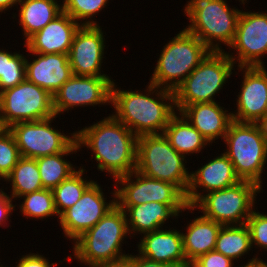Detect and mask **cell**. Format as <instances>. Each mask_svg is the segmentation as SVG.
Segmentation results:
<instances>
[{
	"label": "cell",
	"instance_id": "obj_8",
	"mask_svg": "<svg viewBox=\"0 0 267 267\" xmlns=\"http://www.w3.org/2000/svg\"><path fill=\"white\" fill-rule=\"evenodd\" d=\"M224 154L233 163L240 180L256 183L262 188V173L267 162V142L256 123L232 120L223 139Z\"/></svg>",
	"mask_w": 267,
	"mask_h": 267
},
{
	"label": "cell",
	"instance_id": "obj_10",
	"mask_svg": "<svg viewBox=\"0 0 267 267\" xmlns=\"http://www.w3.org/2000/svg\"><path fill=\"white\" fill-rule=\"evenodd\" d=\"M116 204L136 206L149 202L168 204L178 215L196 210L187 204L185 194L174 184L144 176L134 170L115 180Z\"/></svg>",
	"mask_w": 267,
	"mask_h": 267
},
{
	"label": "cell",
	"instance_id": "obj_45",
	"mask_svg": "<svg viewBox=\"0 0 267 267\" xmlns=\"http://www.w3.org/2000/svg\"><path fill=\"white\" fill-rule=\"evenodd\" d=\"M241 1V4L245 5V3H247V0H239V2Z\"/></svg>",
	"mask_w": 267,
	"mask_h": 267
},
{
	"label": "cell",
	"instance_id": "obj_12",
	"mask_svg": "<svg viewBox=\"0 0 267 267\" xmlns=\"http://www.w3.org/2000/svg\"><path fill=\"white\" fill-rule=\"evenodd\" d=\"M56 117L17 122L8 128L15 138L21 157L37 159L55 155L67 151L76 142V132L71 133L70 137L54 129L52 122Z\"/></svg>",
	"mask_w": 267,
	"mask_h": 267
},
{
	"label": "cell",
	"instance_id": "obj_33",
	"mask_svg": "<svg viewBox=\"0 0 267 267\" xmlns=\"http://www.w3.org/2000/svg\"><path fill=\"white\" fill-rule=\"evenodd\" d=\"M62 11L81 26L100 25L93 16L106 8L109 0H61ZM93 19V20H92ZM85 20V21H84ZM80 21V22H79Z\"/></svg>",
	"mask_w": 267,
	"mask_h": 267
},
{
	"label": "cell",
	"instance_id": "obj_2",
	"mask_svg": "<svg viewBox=\"0 0 267 267\" xmlns=\"http://www.w3.org/2000/svg\"><path fill=\"white\" fill-rule=\"evenodd\" d=\"M112 83V115L137 137L163 134L171 117L176 113L174 91L149 83L146 89L124 90ZM115 113V114H114Z\"/></svg>",
	"mask_w": 267,
	"mask_h": 267
},
{
	"label": "cell",
	"instance_id": "obj_5",
	"mask_svg": "<svg viewBox=\"0 0 267 267\" xmlns=\"http://www.w3.org/2000/svg\"><path fill=\"white\" fill-rule=\"evenodd\" d=\"M154 67L150 83L175 91L211 51L185 28L165 44Z\"/></svg>",
	"mask_w": 267,
	"mask_h": 267
},
{
	"label": "cell",
	"instance_id": "obj_36",
	"mask_svg": "<svg viewBox=\"0 0 267 267\" xmlns=\"http://www.w3.org/2000/svg\"><path fill=\"white\" fill-rule=\"evenodd\" d=\"M233 262L232 259L225 257L216 250H212L199 256L190 264V267H233Z\"/></svg>",
	"mask_w": 267,
	"mask_h": 267
},
{
	"label": "cell",
	"instance_id": "obj_43",
	"mask_svg": "<svg viewBox=\"0 0 267 267\" xmlns=\"http://www.w3.org/2000/svg\"><path fill=\"white\" fill-rule=\"evenodd\" d=\"M20 0H0V13L2 12L5 13L6 10L9 8L12 9V6L14 7L15 5L19 3Z\"/></svg>",
	"mask_w": 267,
	"mask_h": 267
},
{
	"label": "cell",
	"instance_id": "obj_21",
	"mask_svg": "<svg viewBox=\"0 0 267 267\" xmlns=\"http://www.w3.org/2000/svg\"><path fill=\"white\" fill-rule=\"evenodd\" d=\"M137 244L138 254L148 260L189 267L186 261L182 234L177 229H158L142 234Z\"/></svg>",
	"mask_w": 267,
	"mask_h": 267
},
{
	"label": "cell",
	"instance_id": "obj_19",
	"mask_svg": "<svg viewBox=\"0 0 267 267\" xmlns=\"http://www.w3.org/2000/svg\"><path fill=\"white\" fill-rule=\"evenodd\" d=\"M35 59L26 57V80L48 91L52 96L73 76L68 54H40L29 52Z\"/></svg>",
	"mask_w": 267,
	"mask_h": 267
},
{
	"label": "cell",
	"instance_id": "obj_20",
	"mask_svg": "<svg viewBox=\"0 0 267 267\" xmlns=\"http://www.w3.org/2000/svg\"><path fill=\"white\" fill-rule=\"evenodd\" d=\"M80 26V23L62 11L43 29L31 36L24 46L29 52L68 54Z\"/></svg>",
	"mask_w": 267,
	"mask_h": 267
},
{
	"label": "cell",
	"instance_id": "obj_18",
	"mask_svg": "<svg viewBox=\"0 0 267 267\" xmlns=\"http://www.w3.org/2000/svg\"><path fill=\"white\" fill-rule=\"evenodd\" d=\"M201 165L202 167L196 171L190 172V183L185 194L187 204L190 206H193L205 193L222 190L241 181L235 173L233 163L224 153Z\"/></svg>",
	"mask_w": 267,
	"mask_h": 267
},
{
	"label": "cell",
	"instance_id": "obj_37",
	"mask_svg": "<svg viewBox=\"0 0 267 267\" xmlns=\"http://www.w3.org/2000/svg\"><path fill=\"white\" fill-rule=\"evenodd\" d=\"M18 260L16 267H54L57 265L55 263L50 264V261L45 256L31 252L30 254L23 255Z\"/></svg>",
	"mask_w": 267,
	"mask_h": 267
},
{
	"label": "cell",
	"instance_id": "obj_31",
	"mask_svg": "<svg viewBox=\"0 0 267 267\" xmlns=\"http://www.w3.org/2000/svg\"><path fill=\"white\" fill-rule=\"evenodd\" d=\"M19 198L24 200L18 207L24 217L43 220L56 215L59 218L51 189L43 188Z\"/></svg>",
	"mask_w": 267,
	"mask_h": 267
},
{
	"label": "cell",
	"instance_id": "obj_11",
	"mask_svg": "<svg viewBox=\"0 0 267 267\" xmlns=\"http://www.w3.org/2000/svg\"><path fill=\"white\" fill-rule=\"evenodd\" d=\"M0 116L6 128L17 122L51 118L55 116L53 96L25 79L0 92Z\"/></svg>",
	"mask_w": 267,
	"mask_h": 267
},
{
	"label": "cell",
	"instance_id": "obj_14",
	"mask_svg": "<svg viewBox=\"0 0 267 267\" xmlns=\"http://www.w3.org/2000/svg\"><path fill=\"white\" fill-rule=\"evenodd\" d=\"M102 190L94 181L81 198L59 216L58 222L67 239L74 242L116 205V190L111 192L114 197L108 202Z\"/></svg>",
	"mask_w": 267,
	"mask_h": 267
},
{
	"label": "cell",
	"instance_id": "obj_13",
	"mask_svg": "<svg viewBox=\"0 0 267 267\" xmlns=\"http://www.w3.org/2000/svg\"><path fill=\"white\" fill-rule=\"evenodd\" d=\"M229 49L236 50L227 55L237 67L265 66L261 59L267 55V13L241 10Z\"/></svg>",
	"mask_w": 267,
	"mask_h": 267
},
{
	"label": "cell",
	"instance_id": "obj_29",
	"mask_svg": "<svg viewBox=\"0 0 267 267\" xmlns=\"http://www.w3.org/2000/svg\"><path fill=\"white\" fill-rule=\"evenodd\" d=\"M253 249L247 224L223 225L218 233L215 250L225 257L240 260Z\"/></svg>",
	"mask_w": 267,
	"mask_h": 267
},
{
	"label": "cell",
	"instance_id": "obj_44",
	"mask_svg": "<svg viewBox=\"0 0 267 267\" xmlns=\"http://www.w3.org/2000/svg\"><path fill=\"white\" fill-rule=\"evenodd\" d=\"M6 129L7 128L3 125V122H2V119H1V116H0V134Z\"/></svg>",
	"mask_w": 267,
	"mask_h": 267
},
{
	"label": "cell",
	"instance_id": "obj_4",
	"mask_svg": "<svg viewBox=\"0 0 267 267\" xmlns=\"http://www.w3.org/2000/svg\"><path fill=\"white\" fill-rule=\"evenodd\" d=\"M183 7L189 23L186 30L194 34L211 51H225L235 37L241 10L231 8L227 0H190ZM220 44V45H219Z\"/></svg>",
	"mask_w": 267,
	"mask_h": 267
},
{
	"label": "cell",
	"instance_id": "obj_42",
	"mask_svg": "<svg viewBox=\"0 0 267 267\" xmlns=\"http://www.w3.org/2000/svg\"><path fill=\"white\" fill-rule=\"evenodd\" d=\"M246 264L241 265L240 267H267V263L263 261L261 258H258V256H254L251 260Z\"/></svg>",
	"mask_w": 267,
	"mask_h": 267
},
{
	"label": "cell",
	"instance_id": "obj_24",
	"mask_svg": "<svg viewBox=\"0 0 267 267\" xmlns=\"http://www.w3.org/2000/svg\"><path fill=\"white\" fill-rule=\"evenodd\" d=\"M125 211L129 236L161 229L169 218L179 215L168 205L160 202L143 203L136 206H119ZM136 233V234H135Z\"/></svg>",
	"mask_w": 267,
	"mask_h": 267
},
{
	"label": "cell",
	"instance_id": "obj_41",
	"mask_svg": "<svg viewBox=\"0 0 267 267\" xmlns=\"http://www.w3.org/2000/svg\"><path fill=\"white\" fill-rule=\"evenodd\" d=\"M256 125L258 126L261 135L267 142V113L256 122Z\"/></svg>",
	"mask_w": 267,
	"mask_h": 267
},
{
	"label": "cell",
	"instance_id": "obj_9",
	"mask_svg": "<svg viewBox=\"0 0 267 267\" xmlns=\"http://www.w3.org/2000/svg\"><path fill=\"white\" fill-rule=\"evenodd\" d=\"M261 190L256 183L241 180L233 186L204 194L193 207L222 225H241L255 209V198Z\"/></svg>",
	"mask_w": 267,
	"mask_h": 267
},
{
	"label": "cell",
	"instance_id": "obj_15",
	"mask_svg": "<svg viewBox=\"0 0 267 267\" xmlns=\"http://www.w3.org/2000/svg\"><path fill=\"white\" fill-rule=\"evenodd\" d=\"M113 82L111 77L73 75L53 95L55 115L58 117L79 106L110 105Z\"/></svg>",
	"mask_w": 267,
	"mask_h": 267
},
{
	"label": "cell",
	"instance_id": "obj_23",
	"mask_svg": "<svg viewBox=\"0 0 267 267\" xmlns=\"http://www.w3.org/2000/svg\"><path fill=\"white\" fill-rule=\"evenodd\" d=\"M182 232L186 261L191 264L199 256L215 250L218 233L223 226L203 215L190 220Z\"/></svg>",
	"mask_w": 267,
	"mask_h": 267
},
{
	"label": "cell",
	"instance_id": "obj_28",
	"mask_svg": "<svg viewBox=\"0 0 267 267\" xmlns=\"http://www.w3.org/2000/svg\"><path fill=\"white\" fill-rule=\"evenodd\" d=\"M4 180L10 183V197L14 200L43 189L37 161L33 158L21 157Z\"/></svg>",
	"mask_w": 267,
	"mask_h": 267
},
{
	"label": "cell",
	"instance_id": "obj_1",
	"mask_svg": "<svg viewBox=\"0 0 267 267\" xmlns=\"http://www.w3.org/2000/svg\"><path fill=\"white\" fill-rule=\"evenodd\" d=\"M75 132L79 150L90 149L97 170L114 181L136 170L138 137L112 114Z\"/></svg>",
	"mask_w": 267,
	"mask_h": 267
},
{
	"label": "cell",
	"instance_id": "obj_30",
	"mask_svg": "<svg viewBox=\"0 0 267 267\" xmlns=\"http://www.w3.org/2000/svg\"><path fill=\"white\" fill-rule=\"evenodd\" d=\"M84 167L78 166V170L69 178L63 180L53 191L54 205L58 216L65 210L72 207L82 196L85 190L94 182V180L84 179Z\"/></svg>",
	"mask_w": 267,
	"mask_h": 267
},
{
	"label": "cell",
	"instance_id": "obj_26",
	"mask_svg": "<svg viewBox=\"0 0 267 267\" xmlns=\"http://www.w3.org/2000/svg\"><path fill=\"white\" fill-rule=\"evenodd\" d=\"M163 134L171 146L185 158L186 155L200 153L205 146L210 145L201 133L178 112L171 117Z\"/></svg>",
	"mask_w": 267,
	"mask_h": 267
},
{
	"label": "cell",
	"instance_id": "obj_27",
	"mask_svg": "<svg viewBox=\"0 0 267 267\" xmlns=\"http://www.w3.org/2000/svg\"><path fill=\"white\" fill-rule=\"evenodd\" d=\"M79 150L75 142L67 151L55 155L43 156L36 159L41 182L44 189L53 190L63 180L77 171L75 165L67 161L64 156L76 154ZM75 152V153H74Z\"/></svg>",
	"mask_w": 267,
	"mask_h": 267
},
{
	"label": "cell",
	"instance_id": "obj_40",
	"mask_svg": "<svg viewBox=\"0 0 267 267\" xmlns=\"http://www.w3.org/2000/svg\"><path fill=\"white\" fill-rule=\"evenodd\" d=\"M133 257H134L133 267H180L168 263L151 261L148 260L147 258L140 256L139 254L133 255Z\"/></svg>",
	"mask_w": 267,
	"mask_h": 267
},
{
	"label": "cell",
	"instance_id": "obj_17",
	"mask_svg": "<svg viewBox=\"0 0 267 267\" xmlns=\"http://www.w3.org/2000/svg\"><path fill=\"white\" fill-rule=\"evenodd\" d=\"M242 71L241 90L236 100L237 110L232 120L256 123L267 113V69L265 66L238 67Z\"/></svg>",
	"mask_w": 267,
	"mask_h": 267
},
{
	"label": "cell",
	"instance_id": "obj_6",
	"mask_svg": "<svg viewBox=\"0 0 267 267\" xmlns=\"http://www.w3.org/2000/svg\"><path fill=\"white\" fill-rule=\"evenodd\" d=\"M234 66L227 51H210L174 91L176 112L191 104L215 102V95L227 85Z\"/></svg>",
	"mask_w": 267,
	"mask_h": 267
},
{
	"label": "cell",
	"instance_id": "obj_32",
	"mask_svg": "<svg viewBox=\"0 0 267 267\" xmlns=\"http://www.w3.org/2000/svg\"><path fill=\"white\" fill-rule=\"evenodd\" d=\"M26 56L20 52L0 49V92L14 87L26 79Z\"/></svg>",
	"mask_w": 267,
	"mask_h": 267
},
{
	"label": "cell",
	"instance_id": "obj_22",
	"mask_svg": "<svg viewBox=\"0 0 267 267\" xmlns=\"http://www.w3.org/2000/svg\"><path fill=\"white\" fill-rule=\"evenodd\" d=\"M181 113L188 122L212 145L215 140H222L232 121V114L217 101L197 103L185 106Z\"/></svg>",
	"mask_w": 267,
	"mask_h": 267
},
{
	"label": "cell",
	"instance_id": "obj_7",
	"mask_svg": "<svg viewBox=\"0 0 267 267\" xmlns=\"http://www.w3.org/2000/svg\"><path fill=\"white\" fill-rule=\"evenodd\" d=\"M185 163V157L171 146L164 134L138 137L136 171L144 176L174 184L186 194L190 173Z\"/></svg>",
	"mask_w": 267,
	"mask_h": 267
},
{
	"label": "cell",
	"instance_id": "obj_25",
	"mask_svg": "<svg viewBox=\"0 0 267 267\" xmlns=\"http://www.w3.org/2000/svg\"><path fill=\"white\" fill-rule=\"evenodd\" d=\"M17 8L19 9L18 21L22 27L24 42L62 12L61 1L57 0H20Z\"/></svg>",
	"mask_w": 267,
	"mask_h": 267
},
{
	"label": "cell",
	"instance_id": "obj_3",
	"mask_svg": "<svg viewBox=\"0 0 267 267\" xmlns=\"http://www.w3.org/2000/svg\"><path fill=\"white\" fill-rule=\"evenodd\" d=\"M128 234L125 211L116 204L74 241L72 256L87 267L121 258L129 254L121 248Z\"/></svg>",
	"mask_w": 267,
	"mask_h": 267
},
{
	"label": "cell",
	"instance_id": "obj_35",
	"mask_svg": "<svg viewBox=\"0 0 267 267\" xmlns=\"http://www.w3.org/2000/svg\"><path fill=\"white\" fill-rule=\"evenodd\" d=\"M246 224L250 231L252 248L257 246L260 250L262 248L267 251V214L254 209Z\"/></svg>",
	"mask_w": 267,
	"mask_h": 267
},
{
	"label": "cell",
	"instance_id": "obj_16",
	"mask_svg": "<svg viewBox=\"0 0 267 267\" xmlns=\"http://www.w3.org/2000/svg\"><path fill=\"white\" fill-rule=\"evenodd\" d=\"M100 27L84 25L77 30L68 53L73 75L111 77L101 71L106 41Z\"/></svg>",
	"mask_w": 267,
	"mask_h": 267
},
{
	"label": "cell",
	"instance_id": "obj_34",
	"mask_svg": "<svg viewBox=\"0 0 267 267\" xmlns=\"http://www.w3.org/2000/svg\"><path fill=\"white\" fill-rule=\"evenodd\" d=\"M20 158L15 138L7 128L0 134V178L3 181L12 172Z\"/></svg>",
	"mask_w": 267,
	"mask_h": 267
},
{
	"label": "cell",
	"instance_id": "obj_38",
	"mask_svg": "<svg viewBox=\"0 0 267 267\" xmlns=\"http://www.w3.org/2000/svg\"><path fill=\"white\" fill-rule=\"evenodd\" d=\"M3 190V191H2ZM13 199L4 192V189H0V227H5L8 223V219L12 214V211H15L16 204L13 205ZM6 224V225H5Z\"/></svg>",
	"mask_w": 267,
	"mask_h": 267
},
{
	"label": "cell",
	"instance_id": "obj_39",
	"mask_svg": "<svg viewBox=\"0 0 267 267\" xmlns=\"http://www.w3.org/2000/svg\"><path fill=\"white\" fill-rule=\"evenodd\" d=\"M134 257L132 254L125 255L121 258L104 262L92 267H133Z\"/></svg>",
	"mask_w": 267,
	"mask_h": 267
}]
</instances>
